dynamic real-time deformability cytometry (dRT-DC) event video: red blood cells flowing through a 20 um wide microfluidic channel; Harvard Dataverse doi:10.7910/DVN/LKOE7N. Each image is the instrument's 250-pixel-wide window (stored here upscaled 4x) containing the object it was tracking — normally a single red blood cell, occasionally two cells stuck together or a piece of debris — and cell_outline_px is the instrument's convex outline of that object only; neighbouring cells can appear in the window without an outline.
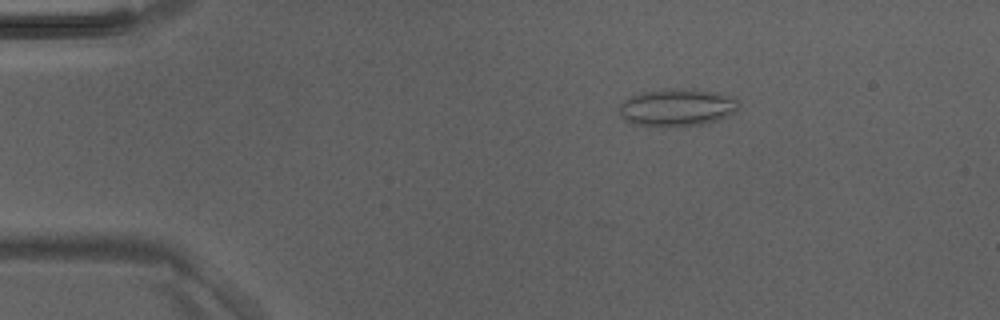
{"species": "Egyptian fruit bat (a non-hibernating species)", "species_latin": "Rousettus aegyptiacus", "temperature_condition": "room temperature", "stored_images_in_passage": 4, "camera_frame_rate_fps": 3000, "um_per_image_px": 0.085, "animal": {"sex": "male"}, "frame": {"image": 1, "passage_image": 1, "time_ms": 0.0, "image_size_px": [1000, 320], "cell_outline_px": [[740, 104], [728, 116], [716, 120], [700, 124], [632, 124], [624, 120], [620, 116], [616, 108], [628, 96], [640, 92], [660, 88], [676, 88], [716, 92], [736, 96], [740, 100]], "centroid_in_image_um": [57.51, 9.07], "position_along_channel_um": 27.5, "area_um2": 25.89}}